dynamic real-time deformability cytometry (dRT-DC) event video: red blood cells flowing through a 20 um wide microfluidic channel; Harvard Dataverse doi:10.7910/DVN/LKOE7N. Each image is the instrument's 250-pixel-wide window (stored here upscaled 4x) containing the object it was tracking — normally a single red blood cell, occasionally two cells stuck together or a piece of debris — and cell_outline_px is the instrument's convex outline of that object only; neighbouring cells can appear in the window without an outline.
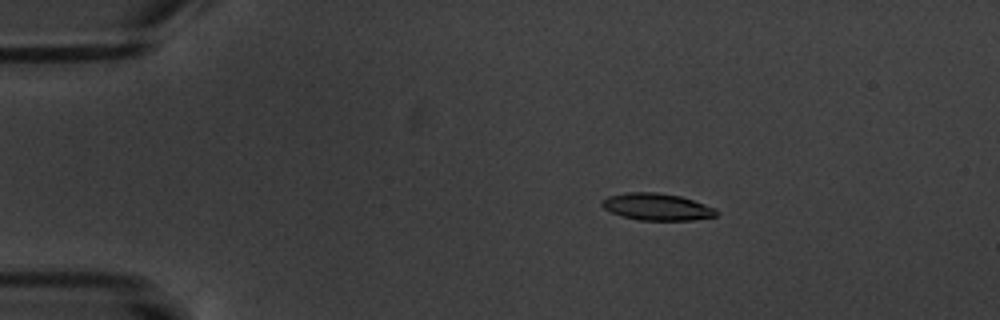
{"species": "common noctule bat (a hibernating species)", "species_latin": "Nyctalus noctula", "temperature_condition": "warm", "stored_images_in_passage": 5, "camera_frame_rate_fps": 3000, "um_per_image_px": 0.085, "animal": {"sex": "male", "body_mass_g": 20.1, "forearm_length_mm": 53.5}, "frame": {"image": 1, "passage_image": 3, "time_ms": 2.0, "image_size_px": [1000, 320], "cell_outline_px": [[720, 212], [716, 216], [692, 220], [640, 220], [624, 216], [612, 212], [604, 208], [600, 204], [600, 200], [608, 196], [628, 192], [656, 192], [680, 196], [716, 208]], "centroid_in_image_um": [55.85, 17.57], "position_along_channel_um": 29.2, "area_um2": 17.92}}